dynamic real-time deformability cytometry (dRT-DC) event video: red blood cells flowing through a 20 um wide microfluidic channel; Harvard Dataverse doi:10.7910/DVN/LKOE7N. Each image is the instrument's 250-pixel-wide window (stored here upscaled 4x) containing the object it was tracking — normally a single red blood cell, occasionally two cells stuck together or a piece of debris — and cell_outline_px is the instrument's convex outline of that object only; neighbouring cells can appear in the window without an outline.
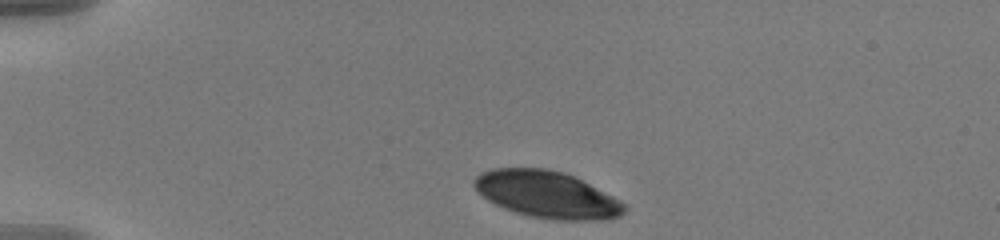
{"species": "human", "species_latin": "Homo sapiens", "temperature_condition": "warm", "stored_images_in_passage": 4, "camera_frame_rate_fps": 3000, "um_per_image_px": 0.085, "donor": {"sex": "male"}, "frame": {"image": 1, "passage_image": 1, "time_ms": 0.0, "image_size_px": [1000, 240], "cell_outline_px": [[628, 208], [620, 216], [608, 220], [552, 220], [532, 216], [516, 212], [504, 208], [488, 200], [472, 184], [472, 180], [480, 172], [492, 168], [548, 168], [564, 172], [576, 176], [620, 200]], "centroid_in_image_um": [46.52, 16.52], "position_along_channel_um": 38.5, "area_um2": 41.21}}
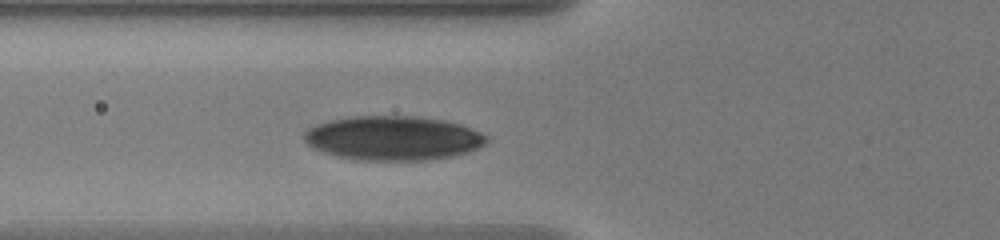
{"frame": {"image": 2, "passage_image": 4, "time_ms": 1.0, "image_size_px": [1000, 240], "cell_outline_px": [[488, 140], [480, 148], [468, 152], [452, 156], [428, 160], [352, 160], [336, 156], [312, 148], [304, 140], [304, 132], [308, 128], [316, 124], [328, 120], [352, 116], [416, 116], [444, 120], [460, 124], [480, 132], [488, 136]], "centroid_in_image_um": [33.4, 11.74], "position_along_channel_um": 92.4, "area_um2": 47.4}}